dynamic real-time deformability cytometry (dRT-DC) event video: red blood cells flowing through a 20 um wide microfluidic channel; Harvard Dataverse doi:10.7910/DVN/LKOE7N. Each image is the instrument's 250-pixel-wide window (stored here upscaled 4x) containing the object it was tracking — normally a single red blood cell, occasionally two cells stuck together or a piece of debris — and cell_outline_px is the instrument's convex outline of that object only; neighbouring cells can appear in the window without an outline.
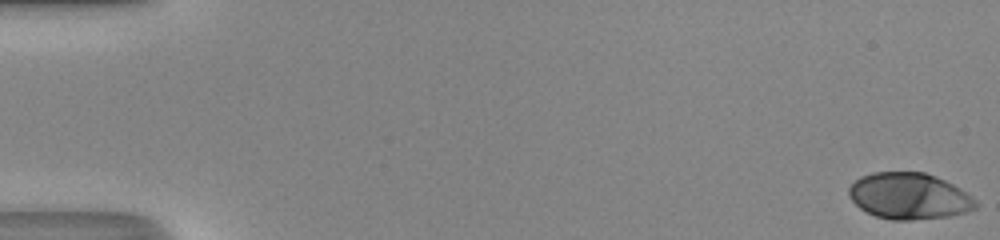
{"species": "human", "species_latin": "Homo sapiens", "temperature_condition": "room temperature", "stored_images_in_passage": 49, "camera_frame_rate_fps": 3000, "um_per_image_px": 0.085, "donor": {"sex": "male"}, "frame": {"image": 1, "passage_image": 1, "time_ms": 0.0, "image_size_px": [1000, 240], "cell_outline_px": [[980, 204], [976, 208], [964, 212], [948, 216], [912, 220], [892, 220], [876, 216], [860, 208], [848, 196], [848, 188], [860, 176], [872, 172], [924, 172], [936, 176], [960, 188], [972, 196]], "centroid_in_image_um": [77.28, 16.66], "position_along_channel_um": 7.7, "area_um2": 34.28}}
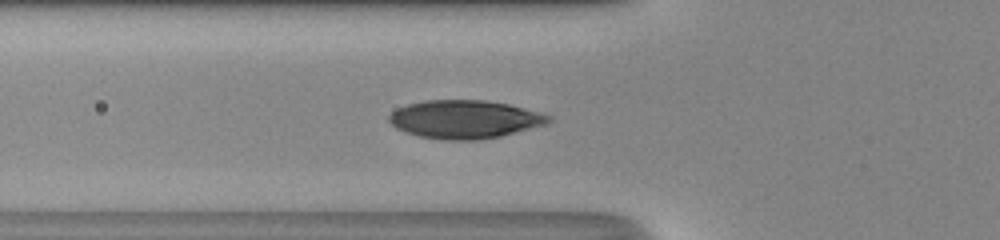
{"frame": {"image": 2, "passage_image": 19, "time_ms": 6.0, "image_size_px": [1000, 240], "cell_outline_px": [[552, 120], [548, 124], [500, 136], [476, 140], [444, 140], [420, 136], [396, 128], [388, 120], [388, 116], [396, 108], [408, 104], [424, 100], [484, 100], [508, 104], [540, 112], [552, 116]], "centroid_in_image_um": [39.51, 10.13], "position_along_channel_um": 86.3, "area_um2": 35.55}}
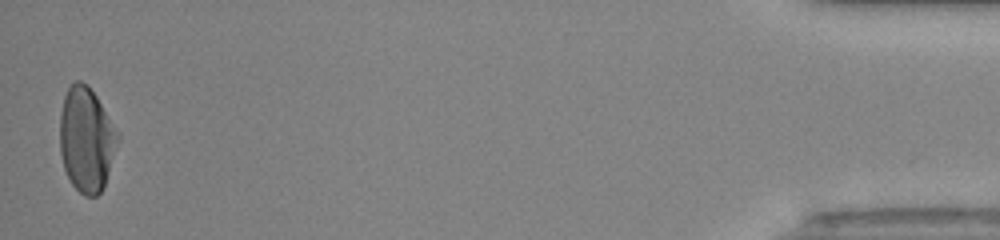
{"frame": {"image": 3, "passage_image": 49, "time_ms": 16.0, "image_size_px": [1000, 240], "cell_outline_px": [[120, 140], [104, 184], [100, 192], [96, 196], [84, 196], [72, 184], [64, 168], [60, 152], [60, 112], [64, 96], [68, 88], [76, 80], [80, 80], [96, 96], [120, 136]], "centroid_in_image_um": [7.34, 11.87], "position_along_channel_um": 427.9, "area_um2": 34.91}, "authors_computed_cell_mechanics": {"area_um2": 34.6222, "velocity_mm_per_s": 4.3152, "shape_relaxation_time_tau1_ms": 4.4417, "shape_relaxation_time_tau2_ms": null, "deformation_change_tau1": 0.2059, "deformation_change_tau2": null}}